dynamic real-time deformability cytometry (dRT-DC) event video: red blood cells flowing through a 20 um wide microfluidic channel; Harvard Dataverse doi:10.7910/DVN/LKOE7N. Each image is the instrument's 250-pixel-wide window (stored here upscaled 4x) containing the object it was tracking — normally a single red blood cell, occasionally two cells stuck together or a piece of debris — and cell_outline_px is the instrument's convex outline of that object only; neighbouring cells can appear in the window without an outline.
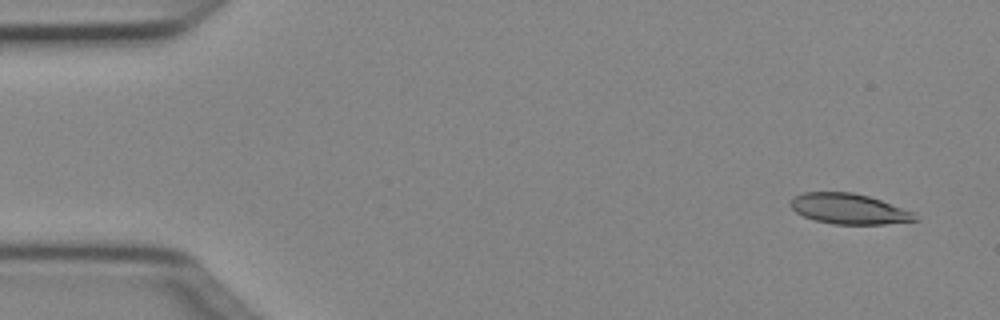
{"species": "Egyptian fruit bat (a non-hibernating species)", "species_latin": "Rousettus aegyptiacus", "temperature_condition": "cold", "stored_images_in_passage": 3, "camera_frame_rate_fps": 3000, "um_per_image_px": 0.085, "animal": {"sex": "female"}, "frame": {"image": 1, "passage_image": 1, "time_ms": 0.0, "image_size_px": [1000, 320], "cell_outline_px": [[920, 220], [884, 224], [832, 224], [816, 220], [804, 216], [796, 212], [792, 208], [792, 200], [796, 196], [804, 192], [852, 192], [868, 196], [880, 200], [912, 212]], "centroid_in_image_um": [72.17, 17.76], "position_along_channel_um": 12.8, "area_um2": 21.68}}